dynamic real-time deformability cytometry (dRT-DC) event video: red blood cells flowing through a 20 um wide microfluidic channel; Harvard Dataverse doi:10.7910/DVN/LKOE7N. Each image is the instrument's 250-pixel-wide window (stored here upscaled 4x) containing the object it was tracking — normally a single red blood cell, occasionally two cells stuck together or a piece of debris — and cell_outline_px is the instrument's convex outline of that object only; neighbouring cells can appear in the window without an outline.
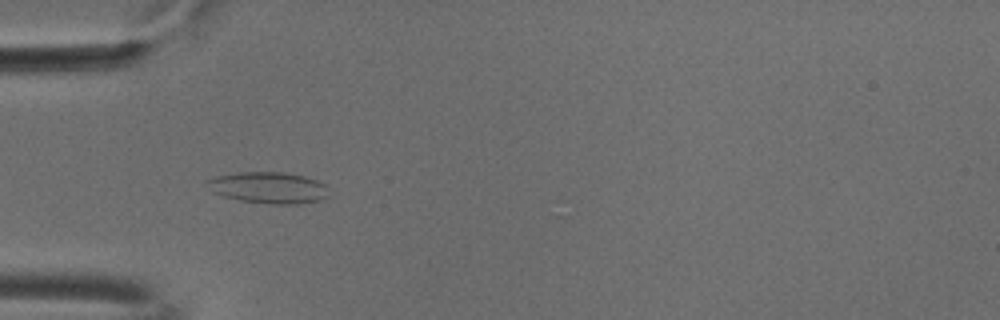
{"species": "common noctule bat (a hibernating species)", "species_latin": "Nyctalus noctula", "temperature_condition": "cold", "stored_images_in_passage": 51, "camera_frame_rate_fps": 3000, "um_per_image_px": 0.085, "animal": {"sex": "male", "body_mass_g": 18.8}, "frame": {"image": 1, "passage_image": 14, "time_ms": 4.333, "image_size_px": [1000, 320], "cell_outline_px": [[332, 196], [320, 200], [296, 204], [268, 204], [240, 200], [224, 196], [212, 192], [204, 180], [216, 176], [236, 172], [284, 172], [304, 176], [316, 180], [324, 184]], "centroid_in_image_um": [22.83, 15.95], "position_along_channel_um": 62.2, "area_um2": 22.48}}
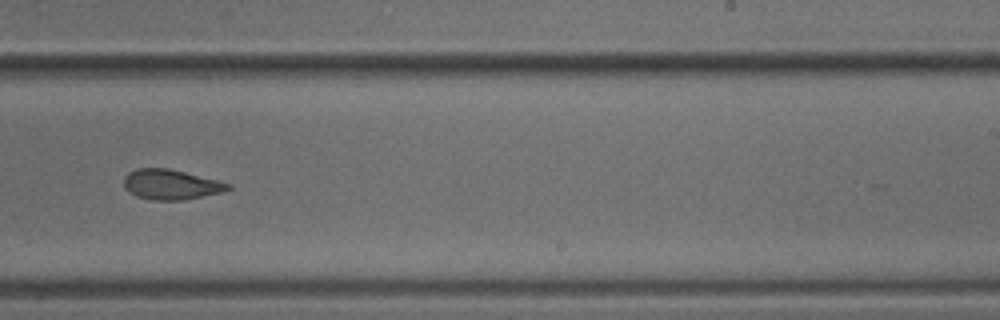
{"frame": {"image": 2, "passage_image": 31, "time_ms": 10.0, "image_size_px": [1000, 320], "cell_outline_px": [[232, 188], [224, 192], [184, 200], [152, 200], [136, 196], [128, 192], [124, 188], [124, 176], [128, 172], [136, 168], [168, 168], [232, 184]], "centroid_in_image_um": [14.51, 15.69], "position_along_channel_um": 274.5, "area_um2": 18.38}}
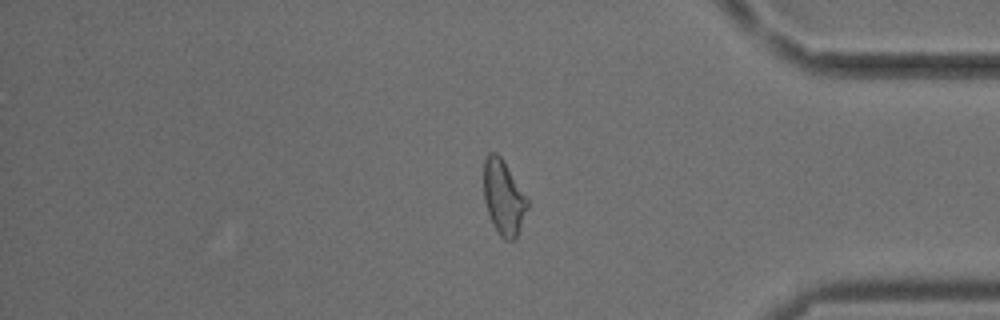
{"frame": {"image": 3, "passage_image": 42, "time_ms": 13.667, "image_size_px": [1000, 320], "cell_outline_px": [[528, 208], [516, 236], [512, 240], [504, 240], [500, 236], [488, 212], [484, 200], [484, 160], [488, 152], [496, 152], [500, 156], [528, 196]], "centroid_in_image_um": [42.81, 16.74], "position_along_channel_um": 392.4, "area_um2": 18.9}, "authors_computed_cell_mechanics": {"area_um2": 19.7098, "velocity_mm_per_s": 3.7884, "shape_relaxation_time_tau1_ms": 5.7051, "shape_relaxation_time_tau2_ms": 2.6493, "deformation_change_tau1": 0.1073, "deformation_change_tau2": 0.0911}}